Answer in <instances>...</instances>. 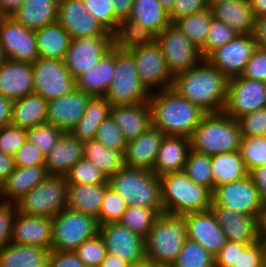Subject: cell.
Listing matches in <instances>:
<instances>
[{"mask_svg": "<svg viewBox=\"0 0 266 267\" xmlns=\"http://www.w3.org/2000/svg\"><path fill=\"white\" fill-rule=\"evenodd\" d=\"M109 184H68L67 208L97 219L104 192Z\"/></svg>", "mask_w": 266, "mask_h": 267, "instance_id": "cell-32", "label": "cell"}, {"mask_svg": "<svg viewBox=\"0 0 266 267\" xmlns=\"http://www.w3.org/2000/svg\"><path fill=\"white\" fill-rule=\"evenodd\" d=\"M10 243L37 246L51 250L52 218L31 217L16 211Z\"/></svg>", "mask_w": 266, "mask_h": 267, "instance_id": "cell-23", "label": "cell"}, {"mask_svg": "<svg viewBox=\"0 0 266 267\" xmlns=\"http://www.w3.org/2000/svg\"><path fill=\"white\" fill-rule=\"evenodd\" d=\"M266 267V241L261 238L251 245L238 243L237 266Z\"/></svg>", "mask_w": 266, "mask_h": 267, "instance_id": "cell-52", "label": "cell"}, {"mask_svg": "<svg viewBox=\"0 0 266 267\" xmlns=\"http://www.w3.org/2000/svg\"><path fill=\"white\" fill-rule=\"evenodd\" d=\"M266 107V83L242 76L228 80L223 112L233 119Z\"/></svg>", "mask_w": 266, "mask_h": 267, "instance_id": "cell-14", "label": "cell"}, {"mask_svg": "<svg viewBox=\"0 0 266 267\" xmlns=\"http://www.w3.org/2000/svg\"><path fill=\"white\" fill-rule=\"evenodd\" d=\"M107 253L120 257L131 266L145 260L144 238L119 222L99 225Z\"/></svg>", "mask_w": 266, "mask_h": 267, "instance_id": "cell-18", "label": "cell"}, {"mask_svg": "<svg viewBox=\"0 0 266 267\" xmlns=\"http://www.w3.org/2000/svg\"><path fill=\"white\" fill-rule=\"evenodd\" d=\"M211 170L214 188L249 175L240 151L226 152L211 156Z\"/></svg>", "mask_w": 266, "mask_h": 267, "instance_id": "cell-39", "label": "cell"}, {"mask_svg": "<svg viewBox=\"0 0 266 267\" xmlns=\"http://www.w3.org/2000/svg\"><path fill=\"white\" fill-rule=\"evenodd\" d=\"M13 101L0 95V128L11 124Z\"/></svg>", "mask_w": 266, "mask_h": 267, "instance_id": "cell-66", "label": "cell"}, {"mask_svg": "<svg viewBox=\"0 0 266 267\" xmlns=\"http://www.w3.org/2000/svg\"><path fill=\"white\" fill-rule=\"evenodd\" d=\"M94 140L106 145L112 150H118L122 153H125L128 144L123 132L111 116L104 119V121L98 126Z\"/></svg>", "mask_w": 266, "mask_h": 267, "instance_id": "cell-49", "label": "cell"}, {"mask_svg": "<svg viewBox=\"0 0 266 267\" xmlns=\"http://www.w3.org/2000/svg\"><path fill=\"white\" fill-rule=\"evenodd\" d=\"M86 11L92 14L102 27L112 35L117 31L118 22L115 20L110 0H83Z\"/></svg>", "mask_w": 266, "mask_h": 267, "instance_id": "cell-54", "label": "cell"}, {"mask_svg": "<svg viewBox=\"0 0 266 267\" xmlns=\"http://www.w3.org/2000/svg\"><path fill=\"white\" fill-rule=\"evenodd\" d=\"M27 131V139L46 157L56 144L63 131L54 125L45 123Z\"/></svg>", "mask_w": 266, "mask_h": 267, "instance_id": "cell-51", "label": "cell"}, {"mask_svg": "<svg viewBox=\"0 0 266 267\" xmlns=\"http://www.w3.org/2000/svg\"><path fill=\"white\" fill-rule=\"evenodd\" d=\"M47 267H85L74 251L51 250Z\"/></svg>", "mask_w": 266, "mask_h": 267, "instance_id": "cell-61", "label": "cell"}, {"mask_svg": "<svg viewBox=\"0 0 266 267\" xmlns=\"http://www.w3.org/2000/svg\"><path fill=\"white\" fill-rule=\"evenodd\" d=\"M108 184L121 195L127 206L164 210L161 182L152 171L124 165L108 178Z\"/></svg>", "mask_w": 266, "mask_h": 267, "instance_id": "cell-5", "label": "cell"}, {"mask_svg": "<svg viewBox=\"0 0 266 267\" xmlns=\"http://www.w3.org/2000/svg\"><path fill=\"white\" fill-rule=\"evenodd\" d=\"M249 176L256 185L260 198L266 206V164L251 170Z\"/></svg>", "mask_w": 266, "mask_h": 267, "instance_id": "cell-63", "label": "cell"}, {"mask_svg": "<svg viewBox=\"0 0 266 267\" xmlns=\"http://www.w3.org/2000/svg\"><path fill=\"white\" fill-rule=\"evenodd\" d=\"M128 52L134 59L142 84L150 93L172 88L174 75L169 70L156 41L151 45L137 47Z\"/></svg>", "mask_w": 266, "mask_h": 267, "instance_id": "cell-12", "label": "cell"}, {"mask_svg": "<svg viewBox=\"0 0 266 267\" xmlns=\"http://www.w3.org/2000/svg\"><path fill=\"white\" fill-rule=\"evenodd\" d=\"M238 35L230 26L222 21L212 19L205 45L200 49L205 58L214 49L232 41Z\"/></svg>", "mask_w": 266, "mask_h": 267, "instance_id": "cell-53", "label": "cell"}, {"mask_svg": "<svg viewBox=\"0 0 266 267\" xmlns=\"http://www.w3.org/2000/svg\"><path fill=\"white\" fill-rule=\"evenodd\" d=\"M0 46L5 59L32 64L39 58L34 31L13 17L0 19Z\"/></svg>", "mask_w": 266, "mask_h": 267, "instance_id": "cell-17", "label": "cell"}, {"mask_svg": "<svg viewBox=\"0 0 266 267\" xmlns=\"http://www.w3.org/2000/svg\"><path fill=\"white\" fill-rule=\"evenodd\" d=\"M210 8L208 0H175L169 18L171 24L176 20L187 17Z\"/></svg>", "mask_w": 266, "mask_h": 267, "instance_id": "cell-59", "label": "cell"}, {"mask_svg": "<svg viewBox=\"0 0 266 267\" xmlns=\"http://www.w3.org/2000/svg\"><path fill=\"white\" fill-rule=\"evenodd\" d=\"M25 0H0V14L2 17H11Z\"/></svg>", "mask_w": 266, "mask_h": 267, "instance_id": "cell-68", "label": "cell"}, {"mask_svg": "<svg viewBox=\"0 0 266 267\" xmlns=\"http://www.w3.org/2000/svg\"><path fill=\"white\" fill-rule=\"evenodd\" d=\"M155 41L156 35L152 31L130 19L119 22L117 31L113 34L114 47L121 51L148 46Z\"/></svg>", "mask_w": 266, "mask_h": 267, "instance_id": "cell-40", "label": "cell"}, {"mask_svg": "<svg viewBox=\"0 0 266 267\" xmlns=\"http://www.w3.org/2000/svg\"><path fill=\"white\" fill-rule=\"evenodd\" d=\"M91 97L75 89L71 94L49 100L47 123L69 132L82 119Z\"/></svg>", "mask_w": 266, "mask_h": 267, "instance_id": "cell-22", "label": "cell"}, {"mask_svg": "<svg viewBox=\"0 0 266 267\" xmlns=\"http://www.w3.org/2000/svg\"><path fill=\"white\" fill-rule=\"evenodd\" d=\"M34 35L39 58L63 61L71 37L57 21L35 30Z\"/></svg>", "mask_w": 266, "mask_h": 267, "instance_id": "cell-35", "label": "cell"}, {"mask_svg": "<svg viewBox=\"0 0 266 267\" xmlns=\"http://www.w3.org/2000/svg\"><path fill=\"white\" fill-rule=\"evenodd\" d=\"M156 42L173 75L189 70L204 59L200 49L173 24L156 36Z\"/></svg>", "mask_w": 266, "mask_h": 267, "instance_id": "cell-13", "label": "cell"}, {"mask_svg": "<svg viewBox=\"0 0 266 267\" xmlns=\"http://www.w3.org/2000/svg\"><path fill=\"white\" fill-rule=\"evenodd\" d=\"M51 250L9 243L0 248V267H47Z\"/></svg>", "mask_w": 266, "mask_h": 267, "instance_id": "cell-36", "label": "cell"}, {"mask_svg": "<svg viewBox=\"0 0 266 267\" xmlns=\"http://www.w3.org/2000/svg\"><path fill=\"white\" fill-rule=\"evenodd\" d=\"M115 47L89 70L76 78V89L92 97L105 96L115 72Z\"/></svg>", "mask_w": 266, "mask_h": 267, "instance_id": "cell-30", "label": "cell"}, {"mask_svg": "<svg viewBox=\"0 0 266 267\" xmlns=\"http://www.w3.org/2000/svg\"><path fill=\"white\" fill-rule=\"evenodd\" d=\"M256 48L253 34H238L229 43L211 51L205 59L229 80L242 75Z\"/></svg>", "mask_w": 266, "mask_h": 267, "instance_id": "cell-16", "label": "cell"}, {"mask_svg": "<svg viewBox=\"0 0 266 267\" xmlns=\"http://www.w3.org/2000/svg\"><path fill=\"white\" fill-rule=\"evenodd\" d=\"M164 133L151 126L137 139L128 142L125 153V166L141 168L153 172L156 156Z\"/></svg>", "mask_w": 266, "mask_h": 267, "instance_id": "cell-25", "label": "cell"}, {"mask_svg": "<svg viewBox=\"0 0 266 267\" xmlns=\"http://www.w3.org/2000/svg\"><path fill=\"white\" fill-rule=\"evenodd\" d=\"M211 207H226L263 220L266 209L250 176L214 188Z\"/></svg>", "mask_w": 266, "mask_h": 267, "instance_id": "cell-10", "label": "cell"}, {"mask_svg": "<svg viewBox=\"0 0 266 267\" xmlns=\"http://www.w3.org/2000/svg\"><path fill=\"white\" fill-rule=\"evenodd\" d=\"M97 233H99L97 219L65 208L52 217L51 250L74 251Z\"/></svg>", "mask_w": 266, "mask_h": 267, "instance_id": "cell-8", "label": "cell"}, {"mask_svg": "<svg viewBox=\"0 0 266 267\" xmlns=\"http://www.w3.org/2000/svg\"><path fill=\"white\" fill-rule=\"evenodd\" d=\"M115 72L105 97L112 105L148 102L151 93L142 84L128 51L115 48Z\"/></svg>", "mask_w": 266, "mask_h": 267, "instance_id": "cell-9", "label": "cell"}, {"mask_svg": "<svg viewBox=\"0 0 266 267\" xmlns=\"http://www.w3.org/2000/svg\"><path fill=\"white\" fill-rule=\"evenodd\" d=\"M186 239L184 218L162 213L144 239L145 259L158 266H172Z\"/></svg>", "mask_w": 266, "mask_h": 267, "instance_id": "cell-6", "label": "cell"}, {"mask_svg": "<svg viewBox=\"0 0 266 267\" xmlns=\"http://www.w3.org/2000/svg\"><path fill=\"white\" fill-rule=\"evenodd\" d=\"M255 18L266 14V0H249Z\"/></svg>", "mask_w": 266, "mask_h": 267, "instance_id": "cell-70", "label": "cell"}, {"mask_svg": "<svg viewBox=\"0 0 266 267\" xmlns=\"http://www.w3.org/2000/svg\"><path fill=\"white\" fill-rule=\"evenodd\" d=\"M82 158H84V143L70 132H63L45 157V168L49 175L65 176Z\"/></svg>", "mask_w": 266, "mask_h": 267, "instance_id": "cell-28", "label": "cell"}, {"mask_svg": "<svg viewBox=\"0 0 266 267\" xmlns=\"http://www.w3.org/2000/svg\"><path fill=\"white\" fill-rule=\"evenodd\" d=\"M111 107L105 96L91 97L82 119L69 132L83 143L94 139L98 126L110 116Z\"/></svg>", "mask_w": 266, "mask_h": 267, "instance_id": "cell-37", "label": "cell"}, {"mask_svg": "<svg viewBox=\"0 0 266 267\" xmlns=\"http://www.w3.org/2000/svg\"><path fill=\"white\" fill-rule=\"evenodd\" d=\"M128 19L142 24L156 36L171 24L169 12L158 0H134Z\"/></svg>", "mask_w": 266, "mask_h": 267, "instance_id": "cell-38", "label": "cell"}, {"mask_svg": "<svg viewBox=\"0 0 266 267\" xmlns=\"http://www.w3.org/2000/svg\"><path fill=\"white\" fill-rule=\"evenodd\" d=\"M59 0H25L11 16L30 30H38L57 21Z\"/></svg>", "mask_w": 266, "mask_h": 267, "instance_id": "cell-33", "label": "cell"}, {"mask_svg": "<svg viewBox=\"0 0 266 267\" xmlns=\"http://www.w3.org/2000/svg\"><path fill=\"white\" fill-rule=\"evenodd\" d=\"M66 176L49 175L16 203L17 212L31 217L52 218L67 208Z\"/></svg>", "mask_w": 266, "mask_h": 267, "instance_id": "cell-7", "label": "cell"}, {"mask_svg": "<svg viewBox=\"0 0 266 267\" xmlns=\"http://www.w3.org/2000/svg\"><path fill=\"white\" fill-rule=\"evenodd\" d=\"M242 137L266 136V107L236 119Z\"/></svg>", "mask_w": 266, "mask_h": 267, "instance_id": "cell-55", "label": "cell"}, {"mask_svg": "<svg viewBox=\"0 0 266 267\" xmlns=\"http://www.w3.org/2000/svg\"><path fill=\"white\" fill-rule=\"evenodd\" d=\"M181 216L186 223L187 239L199 243L213 256L226 244V235L211 209Z\"/></svg>", "mask_w": 266, "mask_h": 267, "instance_id": "cell-19", "label": "cell"}, {"mask_svg": "<svg viewBox=\"0 0 266 267\" xmlns=\"http://www.w3.org/2000/svg\"><path fill=\"white\" fill-rule=\"evenodd\" d=\"M5 58H4V55H3V52H2V48L0 46V65L4 62Z\"/></svg>", "mask_w": 266, "mask_h": 267, "instance_id": "cell-75", "label": "cell"}, {"mask_svg": "<svg viewBox=\"0 0 266 267\" xmlns=\"http://www.w3.org/2000/svg\"><path fill=\"white\" fill-rule=\"evenodd\" d=\"M160 4L168 11L170 12L175 0H158Z\"/></svg>", "mask_w": 266, "mask_h": 267, "instance_id": "cell-71", "label": "cell"}, {"mask_svg": "<svg viewBox=\"0 0 266 267\" xmlns=\"http://www.w3.org/2000/svg\"><path fill=\"white\" fill-rule=\"evenodd\" d=\"M34 92L49 101L71 94L76 79L70 75L61 60L37 58L33 63Z\"/></svg>", "mask_w": 266, "mask_h": 267, "instance_id": "cell-11", "label": "cell"}, {"mask_svg": "<svg viewBox=\"0 0 266 267\" xmlns=\"http://www.w3.org/2000/svg\"><path fill=\"white\" fill-rule=\"evenodd\" d=\"M253 35L257 47L266 50V14L256 18Z\"/></svg>", "mask_w": 266, "mask_h": 267, "instance_id": "cell-65", "label": "cell"}, {"mask_svg": "<svg viewBox=\"0 0 266 267\" xmlns=\"http://www.w3.org/2000/svg\"><path fill=\"white\" fill-rule=\"evenodd\" d=\"M113 7L115 20L119 23L128 19L134 0H110Z\"/></svg>", "mask_w": 266, "mask_h": 267, "instance_id": "cell-64", "label": "cell"}, {"mask_svg": "<svg viewBox=\"0 0 266 267\" xmlns=\"http://www.w3.org/2000/svg\"><path fill=\"white\" fill-rule=\"evenodd\" d=\"M171 267H214V256L199 243L186 239Z\"/></svg>", "mask_w": 266, "mask_h": 267, "instance_id": "cell-45", "label": "cell"}, {"mask_svg": "<svg viewBox=\"0 0 266 267\" xmlns=\"http://www.w3.org/2000/svg\"><path fill=\"white\" fill-rule=\"evenodd\" d=\"M262 227V238L266 241V209L264 212L263 220L261 222Z\"/></svg>", "mask_w": 266, "mask_h": 267, "instance_id": "cell-73", "label": "cell"}, {"mask_svg": "<svg viewBox=\"0 0 266 267\" xmlns=\"http://www.w3.org/2000/svg\"><path fill=\"white\" fill-rule=\"evenodd\" d=\"M74 252L84 263L85 267H99L107 256L105 242L100 233L85 240Z\"/></svg>", "mask_w": 266, "mask_h": 267, "instance_id": "cell-50", "label": "cell"}, {"mask_svg": "<svg viewBox=\"0 0 266 267\" xmlns=\"http://www.w3.org/2000/svg\"><path fill=\"white\" fill-rule=\"evenodd\" d=\"M242 135L237 120L221 113H208L190 137L191 150L214 156L239 151Z\"/></svg>", "mask_w": 266, "mask_h": 267, "instance_id": "cell-3", "label": "cell"}, {"mask_svg": "<svg viewBox=\"0 0 266 267\" xmlns=\"http://www.w3.org/2000/svg\"><path fill=\"white\" fill-rule=\"evenodd\" d=\"M33 92L32 64L5 59L0 65V95L15 101Z\"/></svg>", "mask_w": 266, "mask_h": 267, "instance_id": "cell-24", "label": "cell"}, {"mask_svg": "<svg viewBox=\"0 0 266 267\" xmlns=\"http://www.w3.org/2000/svg\"><path fill=\"white\" fill-rule=\"evenodd\" d=\"M113 47V35L71 39L63 63L70 75L76 79L96 65Z\"/></svg>", "mask_w": 266, "mask_h": 267, "instance_id": "cell-15", "label": "cell"}, {"mask_svg": "<svg viewBox=\"0 0 266 267\" xmlns=\"http://www.w3.org/2000/svg\"><path fill=\"white\" fill-rule=\"evenodd\" d=\"M110 116L119 126L128 142L137 139L152 126L149 102L112 105Z\"/></svg>", "mask_w": 266, "mask_h": 267, "instance_id": "cell-27", "label": "cell"}, {"mask_svg": "<svg viewBox=\"0 0 266 267\" xmlns=\"http://www.w3.org/2000/svg\"><path fill=\"white\" fill-rule=\"evenodd\" d=\"M48 176L45 166L15 167L0 186V200L15 204Z\"/></svg>", "mask_w": 266, "mask_h": 267, "instance_id": "cell-26", "label": "cell"}, {"mask_svg": "<svg viewBox=\"0 0 266 267\" xmlns=\"http://www.w3.org/2000/svg\"><path fill=\"white\" fill-rule=\"evenodd\" d=\"M99 267H131V265L120 257L107 253Z\"/></svg>", "mask_w": 266, "mask_h": 267, "instance_id": "cell-69", "label": "cell"}, {"mask_svg": "<svg viewBox=\"0 0 266 267\" xmlns=\"http://www.w3.org/2000/svg\"><path fill=\"white\" fill-rule=\"evenodd\" d=\"M152 126L167 136L189 138L207 114L200 107L180 97L172 88L152 92L149 97Z\"/></svg>", "mask_w": 266, "mask_h": 267, "instance_id": "cell-2", "label": "cell"}, {"mask_svg": "<svg viewBox=\"0 0 266 267\" xmlns=\"http://www.w3.org/2000/svg\"><path fill=\"white\" fill-rule=\"evenodd\" d=\"M48 101L35 93L13 101L11 124L28 130L47 123Z\"/></svg>", "mask_w": 266, "mask_h": 267, "instance_id": "cell-34", "label": "cell"}, {"mask_svg": "<svg viewBox=\"0 0 266 267\" xmlns=\"http://www.w3.org/2000/svg\"><path fill=\"white\" fill-rule=\"evenodd\" d=\"M84 158L92 162L108 178L124 165V153L112 150L94 139L84 143Z\"/></svg>", "mask_w": 266, "mask_h": 267, "instance_id": "cell-41", "label": "cell"}, {"mask_svg": "<svg viewBox=\"0 0 266 267\" xmlns=\"http://www.w3.org/2000/svg\"><path fill=\"white\" fill-rule=\"evenodd\" d=\"M228 79L205 58L174 75L172 89L204 112L221 113L227 99Z\"/></svg>", "mask_w": 266, "mask_h": 267, "instance_id": "cell-1", "label": "cell"}, {"mask_svg": "<svg viewBox=\"0 0 266 267\" xmlns=\"http://www.w3.org/2000/svg\"><path fill=\"white\" fill-rule=\"evenodd\" d=\"M247 170L266 164V136L242 137L239 149Z\"/></svg>", "mask_w": 266, "mask_h": 267, "instance_id": "cell-47", "label": "cell"}, {"mask_svg": "<svg viewBox=\"0 0 266 267\" xmlns=\"http://www.w3.org/2000/svg\"><path fill=\"white\" fill-rule=\"evenodd\" d=\"M226 239L242 244H253L262 238L261 220L226 207H211Z\"/></svg>", "mask_w": 266, "mask_h": 267, "instance_id": "cell-21", "label": "cell"}, {"mask_svg": "<svg viewBox=\"0 0 266 267\" xmlns=\"http://www.w3.org/2000/svg\"><path fill=\"white\" fill-rule=\"evenodd\" d=\"M27 139V131L13 124L0 128V152L14 156Z\"/></svg>", "mask_w": 266, "mask_h": 267, "instance_id": "cell-56", "label": "cell"}, {"mask_svg": "<svg viewBox=\"0 0 266 267\" xmlns=\"http://www.w3.org/2000/svg\"><path fill=\"white\" fill-rule=\"evenodd\" d=\"M222 1H226V0H208V4L211 7L213 4H216V3L222 2Z\"/></svg>", "mask_w": 266, "mask_h": 267, "instance_id": "cell-74", "label": "cell"}, {"mask_svg": "<svg viewBox=\"0 0 266 267\" xmlns=\"http://www.w3.org/2000/svg\"><path fill=\"white\" fill-rule=\"evenodd\" d=\"M212 19V11L208 8L202 12L176 20L173 25L201 49L206 43Z\"/></svg>", "mask_w": 266, "mask_h": 267, "instance_id": "cell-42", "label": "cell"}, {"mask_svg": "<svg viewBox=\"0 0 266 267\" xmlns=\"http://www.w3.org/2000/svg\"><path fill=\"white\" fill-rule=\"evenodd\" d=\"M162 213H164V210L127 206L119 223L145 239L154 226L157 217Z\"/></svg>", "mask_w": 266, "mask_h": 267, "instance_id": "cell-43", "label": "cell"}, {"mask_svg": "<svg viewBox=\"0 0 266 267\" xmlns=\"http://www.w3.org/2000/svg\"><path fill=\"white\" fill-rule=\"evenodd\" d=\"M184 172L196 184L214 190V179L211 170V157L190 151L184 166Z\"/></svg>", "mask_w": 266, "mask_h": 267, "instance_id": "cell-44", "label": "cell"}, {"mask_svg": "<svg viewBox=\"0 0 266 267\" xmlns=\"http://www.w3.org/2000/svg\"><path fill=\"white\" fill-rule=\"evenodd\" d=\"M213 18L230 26L238 34H253L255 16L249 0H226L210 7Z\"/></svg>", "mask_w": 266, "mask_h": 267, "instance_id": "cell-31", "label": "cell"}, {"mask_svg": "<svg viewBox=\"0 0 266 267\" xmlns=\"http://www.w3.org/2000/svg\"><path fill=\"white\" fill-rule=\"evenodd\" d=\"M14 169L15 163L13 156L0 152V186Z\"/></svg>", "mask_w": 266, "mask_h": 267, "instance_id": "cell-67", "label": "cell"}, {"mask_svg": "<svg viewBox=\"0 0 266 267\" xmlns=\"http://www.w3.org/2000/svg\"><path fill=\"white\" fill-rule=\"evenodd\" d=\"M16 211L15 204L5 203L0 200V248L10 243Z\"/></svg>", "mask_w": 266, "mask_h": 267, "instance_id": "cell-60", "label": "cell"}, {"mask_svg": "<svg viewBox=\"0 0 266 267\" xmlns=\"http://www.w3.org/2000/svg\"><path fill=\"white\" fill-rule=\"evenodd\" d=\"M155 267H171V266H158L155 264Z\"/></svg>", "mask_w": 266, "mask_h": 267, "instance_id": "cell-76", "label": "cell"}, {"mask_svg": "<svg viewBox=\"0 0 266 267\" xmlns=\"http://www.w3.org/2000/svg\"><path fill=\"white\" fill-rule=\"evenodd\" d=\"M15 167L45 166V156L28 139L13 156Z\"/></svg>", "mask_w": 266, "mask_h": 267, "instance_id": "cell-57", "label": "cell"}, {"mask_svg": "<svg viewBox=\"0 0 266 267\" xmlns=\"http://www.w3.org/2000/svg\"><path fill=\"white\" fill-rule=\"evenodd\" d=\"M68 184H107L108 177L92 162L82 158L65 175Z\"/></svg>", "mask_w": 266, "mask_h": 267, "instance_id": "cell-46", "label": "cell"}, {"mask_svg": "<svg viewBox=\"0 0 266 267\" xmlns=\"http://www.w3.org/2000/svg\"><path fill=\"white\" fill-rule=\"evenodd\" d=\"M159 179L164 213L181 216L211 209L212 192L193 182L184 170L165 174Z\"/></svg>", "mask_w": 266, "mask_h": 267, "instance_id": "cell-4", "label": "cell"}, {"mask_svg": "<svg viewBox=\"0 0 266 267\" xmlns=\"http://www.w3.org/2000/svg\"><path fill=\"white\" fill-rule=\"evenodd\" d=\"M126 208L127 204L121 195L108 186L101 202L98 224L104 225L119 222Z\"/></svg>", "mask_w": 266, "mask_h": 267, "instance_id": "cell-48", "label": "cell"}, {"mask_svg": "<svg viewBox=\"0 0 266 267\" xmlns=\"http://www.w3.org/2000/svg\"><path fill=\"white\" fill-rule=\"evenodd\" d=\"M131 267H155V263L145 259L143 262L134 264Z\"/></svg>", "mask_w": 266, "mask_h": 267, "instance_id": "cell-72", "label": "cell"}, {"mask_svg": "<svg viewBox=\"0 0 266 267\" xmlns=\"http://www.w3.org/2000/svg\"><path fill=\"white\" fill-rule=\"evenodd\" d=\"M190 151L189 138L165 135L156 156L153 172L161 177L168 173L182 171Z\"/></svg>", "mask_w": 266, "mask_h": 267, "instance_id": "cell-29", "label": "cell"}, {"mask_svg": "<svg viewBox=\"0 0 266 267\" xmlns=\"http://www.w3.org/2000/svg\"><path fill=\"white\" fill-rule=\"evenodd\" d=\"M57 22L68 32L71 39L112 35L86 11L83 0H59Z\"/></svg>", "mask_w": 266, "mask_h": 267, "instance_id": "cell-20", "label": "cell"}, {"mask_svg": "<svg viewBox=\"0 0 266 267\" xmlns=\"http://www.w3.org/2000/svg\"><path fill=\"white\" fill-rule=\"evenodd\" d=\"M242 77L266 83V50L256 48L246 63Z\"/></svg>", "mask_w": 266, "mask_h": 267, "instance_id": "cell-58", "label": "cell"}, {"mask_svg": "<svg viewBox=\"0 0 266 267\" xmlns=\"http://www.w3.org/2000/svg\"><path fill=\"white\" fill-rule=\"evenodd\" d=\"M238 242L228 241L214 256V267L237 266Z\"/></svg>", "mask_w": 266, "mask_h": 267, "instance_id": "cell-62", "label": "cell"}]
</instances>
